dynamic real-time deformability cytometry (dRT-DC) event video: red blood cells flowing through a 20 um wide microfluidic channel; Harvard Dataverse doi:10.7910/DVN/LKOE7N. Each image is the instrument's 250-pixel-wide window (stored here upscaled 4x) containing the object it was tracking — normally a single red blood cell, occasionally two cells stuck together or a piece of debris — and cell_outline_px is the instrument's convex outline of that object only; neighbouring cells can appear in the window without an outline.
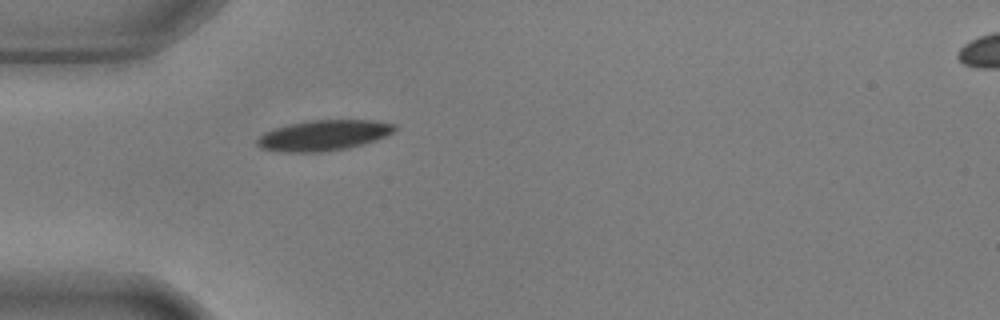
{"species": "common noctule bat (a hibernating species)", "species_latin": "Nyctalus noctula", "temperature_condition": "warm", "stored_images_in_passage": 40, "camera_frame_rate_fps": 3000, "um_per_image_px": 0.085, "animal": {"sex": "male", "body_mass_g": 17.9, "forearm_length_mm": 54.2}, "frame": {"image": 1, "passage_image": 1, "time_ms": 0.0, "image_size_px": [1000, 320], "cell_outline_px": [[396, 128], [392, 132], [376, 140], [364, 144], [348, 148], [324, 152], [280, 152], [260, 148], [256, 144], [256, 140], [264, 132], [288, 124], [308, 120], [376, 120], [396, 124]], "centroid_in_image_um": [27.49, 11.51], "position_along_channel_um": 57.5, "area_um2": 24.62}}
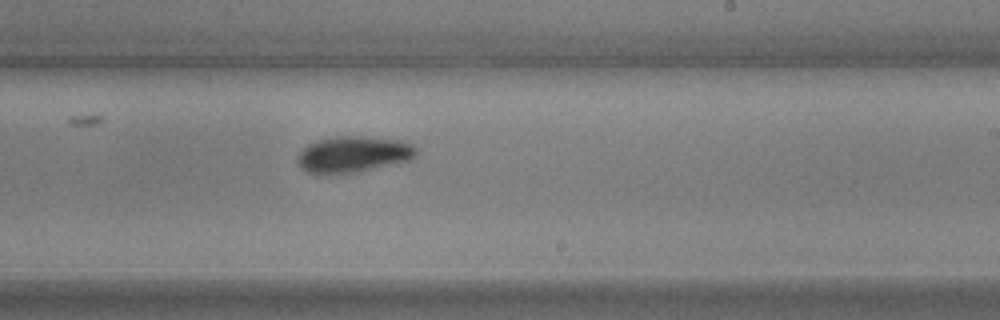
{"frame": {"image": 2, "passage_image": 18, "time_ms": 5.667, "image_size_px": [1000, 320], "cell_outline_px": [[416, 156], [408, 160], [340, 176], [316, 176], [300, 168], [296, 160], [300, 152], [308, 144], [316, 140], [336, 136], [360, 136], [400, 140], [412, 144], [416, 148]], "centroid_in_image_um": [29.94, 13.16], "position_along_channel_um": 259.1, "area_um2": 25.61}}
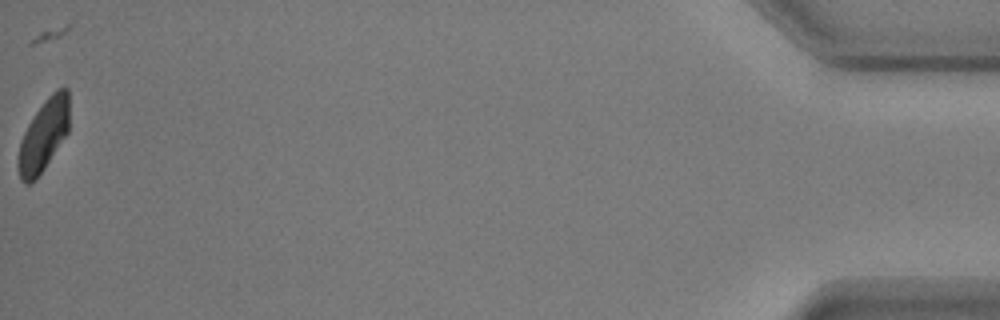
{"frame": {"image": 3, "passage_image": 40, "time_ms": 13.0, "image_size_px": [1000, 320], "cell_outline_px": [[68, 132], [44, 168], [28, 184], [24, 184], [20, 180], [16, 168], [16, 156], [20, 140], [28, 124], [44, 100], [56, 88], [68, 88]], "centroid_in_image_um": [3.66, 11.51], "position_along_channel_um": 431.5, "area_um2": 21.33}, "authors_computed_cell_mechanics": {"area_um2": 24.0159, "velocity_mm_per_s": 3.6513, "shape_relaxation_time_tau1_ms": 4.1939, "shape_relaxation_time_tau2_ms": 3.312, "deformation_change_tau1": 0.1569, "deformation_change_tau2": 0.0544}}